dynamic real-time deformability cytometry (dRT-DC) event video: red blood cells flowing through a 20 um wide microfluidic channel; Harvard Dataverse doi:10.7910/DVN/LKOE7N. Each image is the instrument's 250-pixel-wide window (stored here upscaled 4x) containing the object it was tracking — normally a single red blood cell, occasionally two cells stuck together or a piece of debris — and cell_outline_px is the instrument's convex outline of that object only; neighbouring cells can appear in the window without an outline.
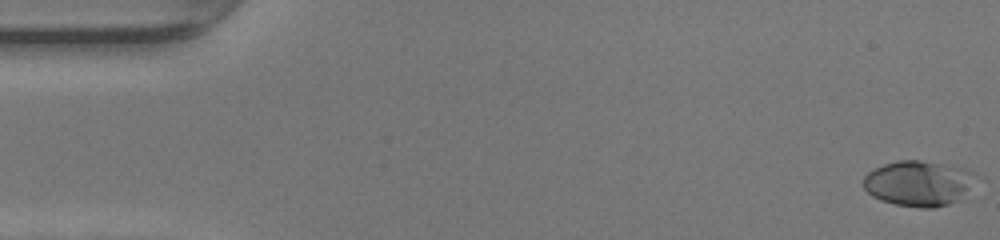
{"species": "human", "species_latin": "Homo sapiens", "temperature_condition": "warm", "stored_images_in_passage": 49, "camera_frame_rate_fps": 3000, "um_per_image_px": 0.085, "donor": {"sex": "female"}, "frame": {"image": 1, "passage_image": 1, "time_ms": 0.0, "image_size_px": [1000, 240], "cell_outline_px": [[976, 172], [964, 200], [932, 208], [920, 208], [896, 204], [880, 200], [872, 196], [864, 188], [864, 176], [868, 172], [884, 164], [896, 160], [920, 160], [940, 164]], "centroid_in_image_um": [78.07, 15.6], "position_along_channel_um": 6.9, "area_um2": 29.59}}
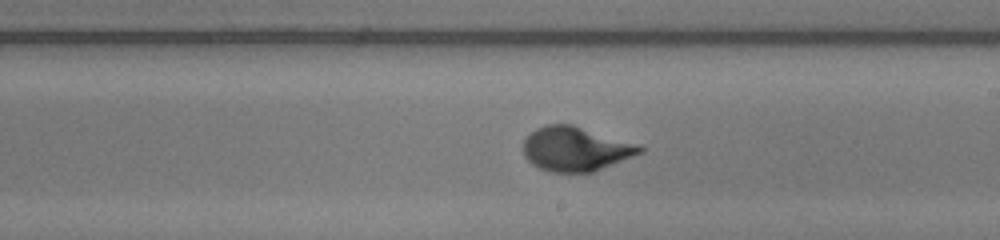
{"frame": {"image": 2, "passage_image": 28, "time_ms": 9.0, "image_size_px": [1000, 240], "cell_outline_px": [[644, 152], [592, 172], [548, 172], [532, 164], [524, 156], [524, 140], [536, 128], [544, 124], [572, 124], [644, 148]], "centroid_in_image_um": [48.86, 12.67], "position_along_channel_um": 240.1, "area_um2": 29.48}}
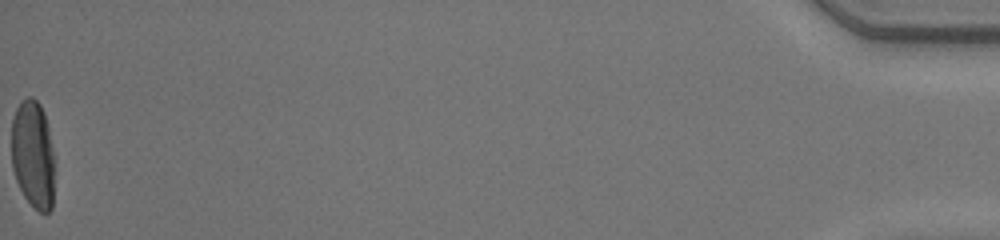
{"frame": {"image": 3, "passage_image": 49, "time_ms": 16.0, "image_size_px": [1000, 240], "cell_outline_px": [[52, 208], [48, 212], [40, 212], [24, 196], [16, 180], [12, 168], [12, 120], [16, 108], [20, 100], [28, 96], [32, 96], [40, 104], [44, 112], [48, 128], [52, 148]], "centroid_in_image_um": [2.77, 13.07], "position_along_channel_um": 432.4, "area_um2": 26.7}, "authors_computed_cell_mechanics": {"area_um2": 28.6688, "velocity_mm_per_s": 4.3001, "shape_relaxation_time_tau1_ms": 3.4281, "shape_relaxation_time_tau2_ms": null, "deformation_change_tau1": 0.1978, "deformation_change_tau2": null}}